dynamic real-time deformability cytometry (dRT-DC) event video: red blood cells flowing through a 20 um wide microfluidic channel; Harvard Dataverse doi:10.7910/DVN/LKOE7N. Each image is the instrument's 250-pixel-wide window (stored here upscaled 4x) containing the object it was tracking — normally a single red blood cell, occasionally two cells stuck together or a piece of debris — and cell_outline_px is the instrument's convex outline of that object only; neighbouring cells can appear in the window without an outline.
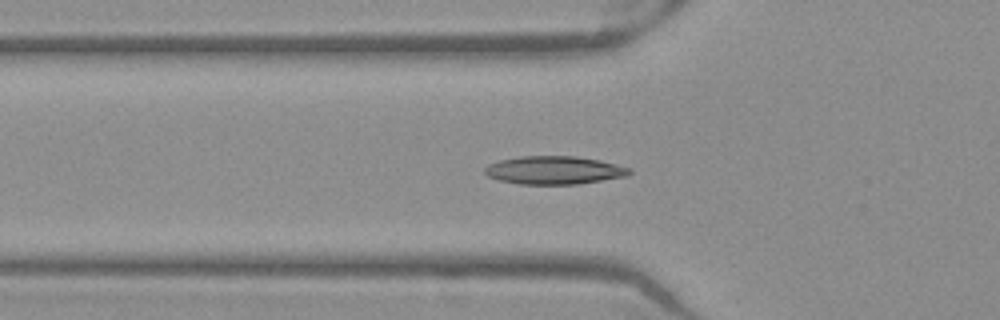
{"species": "Egyptian fruit bat (a non-hibernating species)", "species_latin": "Rousettus aegyptiacus", "temperature_condition": "warm", "stored_images_in_passage": 36, "camera_frame_rate_fps": 3000, "um_per_image_px": 0.085, "frame": {"image": 1, "passage_image": 2, "time_ms": 0.333, "image_size_px": [1000, 320], "cell_outline_px": [[632, 172], [628, 176], [580, 184], [520, 184], [500, 180], [488, 176], [484, 172], [484, 168], [488, 164], [500, 160], [520, 156], [576, 156], [600, 160], [632, 168]], "centroid_in_image_um": [47.14, 14.46], "position_along_channel_um": 78.7, "area_um2": 23.87}}
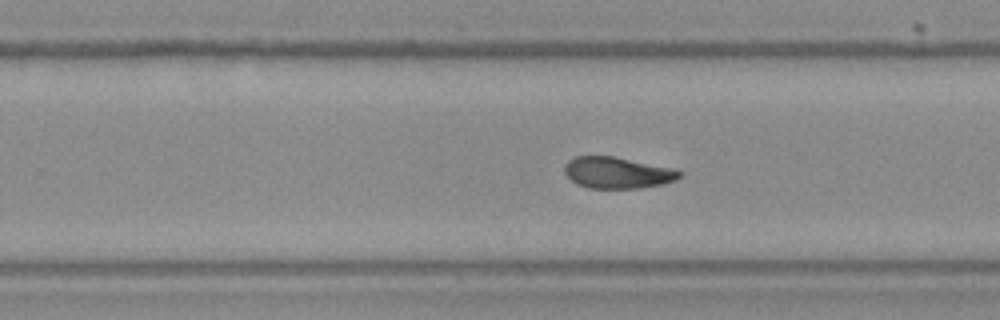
{"frame": {"image": 2, "passage_image": 17, "time_ms": 5.333, "image_size_px": [1000, 320], "cell_outline_px": [[680, 176], [676, 180], [660, 184], [640, 188], [588, 188], [576, 184], [564, 172], [564, 164], [568, 160], [576, 156], [612, 156], [676, 168], [680, 172]], "centroid_in_image_um": [52.46, 14.67], "position_along_channel_um": 277.3, "area_um2": 21.04}}
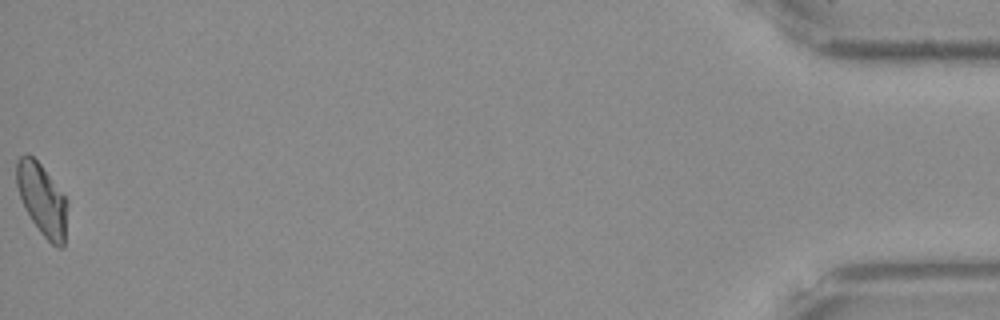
{"frame": {"image": 3, "passage_image": 36, "time_ms": 11.667, "image_size_px": [1000, 320], "cell_outline_px": [[68, 204], [64, 248], [56, 248], [40, 232], [32, 220], [20, 196], [16, 184], [16, 160], [20, 156], [28, 152], [40, 164], [68, 200]], "centroid_in_image_um": [3.6, 16.97], "position_along_channel_um": 431.6, "area_um2": 21.21}, "authors_computed_cell_mechanics": {"area_um2": 21.2993, "velocity_mm_per_s": 3.9574, "shape_relaxation_time_tau1_ms": null, "shape_relaxation_time_tau2_ms": 2.8254, "deformation_change_tau1": null, "deformation_change_tau2": 0.0784}}